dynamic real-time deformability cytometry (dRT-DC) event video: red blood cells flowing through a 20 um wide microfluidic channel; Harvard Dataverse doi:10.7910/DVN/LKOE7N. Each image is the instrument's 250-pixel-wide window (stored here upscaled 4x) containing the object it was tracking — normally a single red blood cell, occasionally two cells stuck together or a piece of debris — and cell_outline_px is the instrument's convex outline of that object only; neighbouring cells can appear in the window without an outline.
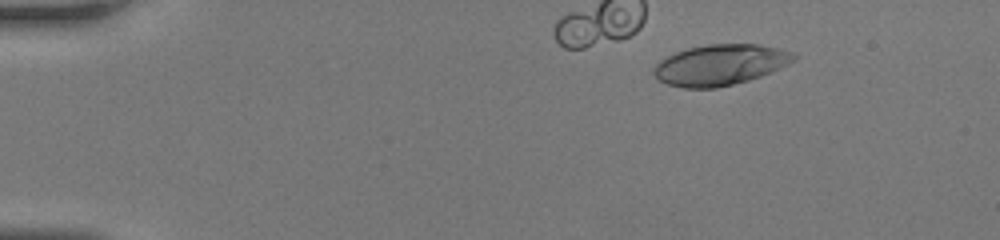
{"species": "human", "species_latin": "Homo sapiens", "temperature_condition": "room temperature", "stored_images_in_passage": 40, "camera_frame_rate_fps": 3000, "um_per_image_px": 0.085, "donor": {"sex": "female"}, "frame": {"image": 1, "passage_image": 1, "time_ms": 0.0, "image_size_px": [1000, 240], "cell_outline_px": [[796, 56], [788, 64], [760, 76], [748, 80], [716, 88], [684, 88], [668, 84], [656, 80], [652, 72], [652, 68], [660, 60], [676, 52], [688, 48], [708, 44], [760, 44], [792, 52]], "centroid_in_image_um": [61.15, 5.51], "position_along_channel_um": 23.9, "area_um2": 33.06}}
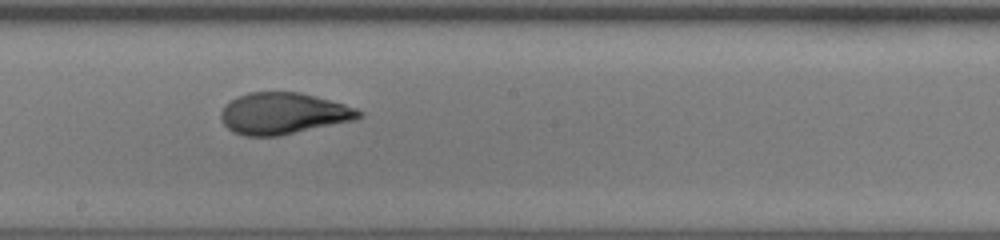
{"frame": {"image": 2, "passage_image": 21, "time_ms": 6.667, "image_size_px": [1000, 240], "cell_outline_px": [[364, 116], [356, 120], [280, 136], [244, 136], [232, 132], [224, 124], [220, 116], [220, 112], [236, 96], [248, 92], [300, 92], [316, 96], [344, 104], [356, 108], [364, 112]], "centroid_in_image_um": [24.11, 9.65], "position_along_channel_um": 224.1, "area_um2": 33.58}}
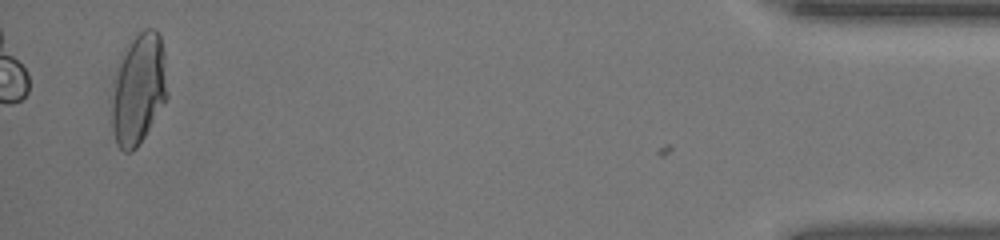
{"frame": {"image": 3, "passage_image": 39, "time_ms": 12.667, "image_size_px": [1000, 240], "cell_outline_px": [[168, 96], [164, 104], [144, 136], [136, 148], [132, 152], [124, 152], [116, 144], [112, 128], [112, 104], [116, 80], [124, 48], [136, 32], [144, 28], [156, 28], [160, 32], [164, 52], [168, 92]], "centroid_in_image_um": [11.82, 7.53], "position_along_channel_um": 423.4, "area_um2": 35.89}}